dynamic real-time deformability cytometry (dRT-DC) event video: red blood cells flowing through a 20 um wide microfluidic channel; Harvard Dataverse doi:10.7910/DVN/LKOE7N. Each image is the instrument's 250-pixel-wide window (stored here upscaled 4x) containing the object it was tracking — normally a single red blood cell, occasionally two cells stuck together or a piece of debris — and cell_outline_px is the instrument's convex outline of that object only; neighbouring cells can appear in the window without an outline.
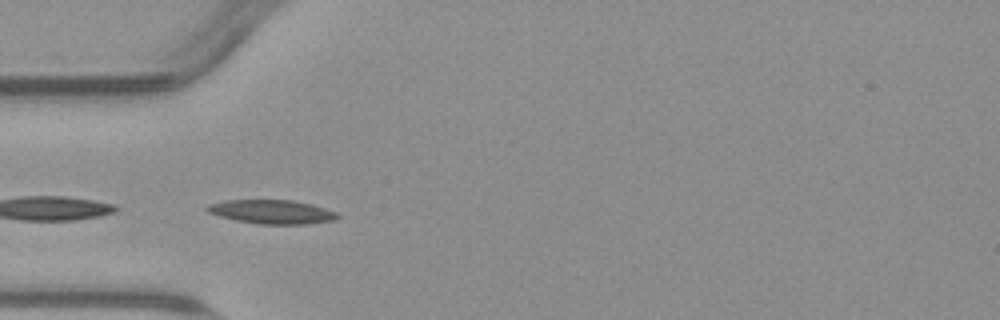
{"species": "common noctule bat (a hibernating species)", "species_latin": "Nyctalus noctula", "temperature_condition": "warm", "stored_images_in_passage": 18, "camera_frame_rate_fps": 3000, "um_per_image_px": 0.085, "animal": {"sex": "male", "body_mass_g": 23.1, "forearm_length_mm": 52.7}, "frame": {"image": 1, "passage_image": 7, "time_ms": 2.0, "image_size_px": [1000, 320], "cell_outline_px": [[340, 216], [336, 220], [308, 224], [260, 224], [236, 220], [220, 216], [208, 212], [204, 208], [208, 204], [224, 200], [292, 200], [312, 204], [336, 212]], "centroid_in_image_um": [23.11, 18.0], "position_along_channel_um": 61.9, "area_um2": 18.21}}
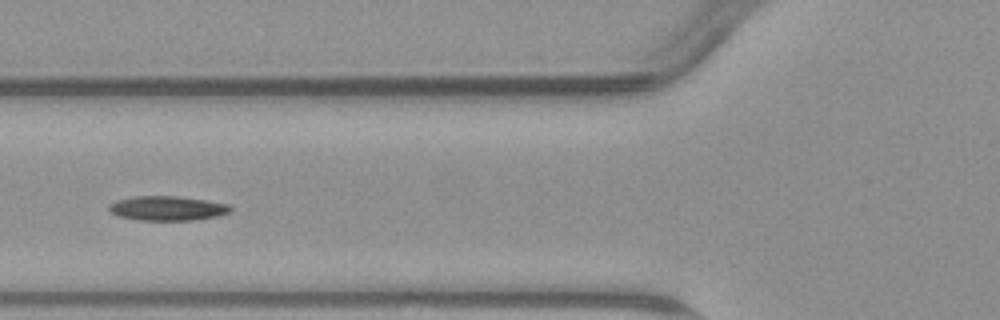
{"frame": {"image": 2, "passage_image": 11, "time_ms": 3.333, "image_size_px": [1000, 320], "cell_outline_px": [[232, 212], [216, 216], [192, 220], [140, 220], [116, 216], [108, 208], [116, 200], [132, 196], [176, 196], [204, 200], [228, 204], [232, 208]], "centroid_in_image_um": [14.22, 17.7], "position_along_channel_um": 111.6, "area_um2": 17.22}}
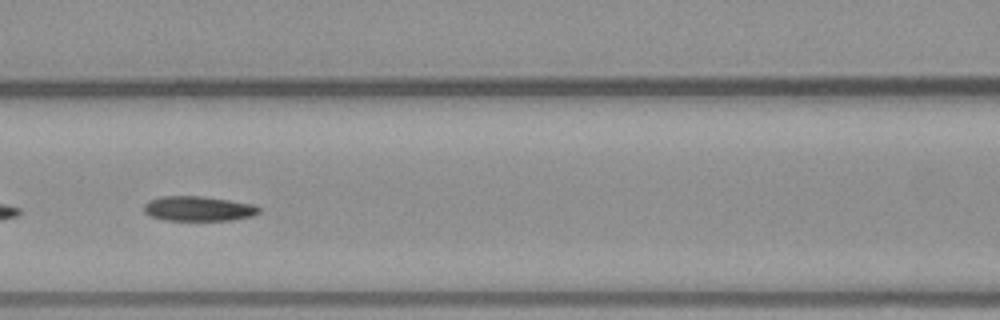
{"frame": {"image": 3, "passage_image": 14, "time_ms": 4.333, "image_size_px": [1000, 320], "cell_outline_px": [[260, 212], [252, 216], [228, 220], [164, 220], [152, 216], [144, 212], [144, 204], [148, 200], [164, 196], [200, 196], [256, 204], [260, 208]], "centroid_in_image_um": [16.87, 17.73], "position_along_channel_um": 149.7, "area_um2": 16.59}}